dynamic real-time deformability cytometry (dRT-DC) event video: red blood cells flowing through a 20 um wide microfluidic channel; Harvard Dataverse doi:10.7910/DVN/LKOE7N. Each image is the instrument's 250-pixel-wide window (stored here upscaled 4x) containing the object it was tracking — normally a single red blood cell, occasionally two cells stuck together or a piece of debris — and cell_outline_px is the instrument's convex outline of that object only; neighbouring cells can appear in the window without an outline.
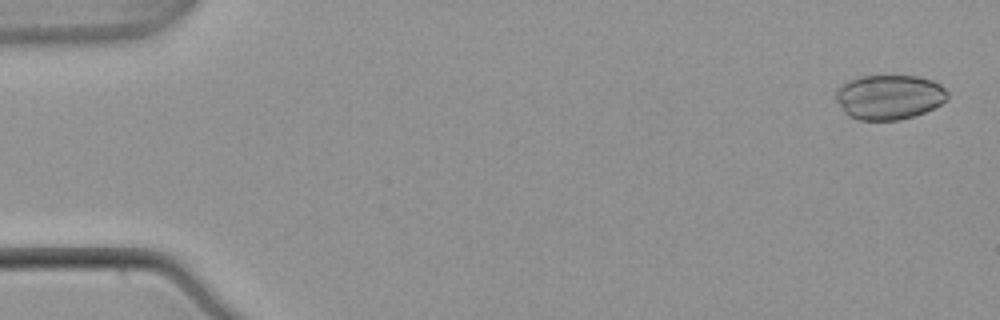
{"species": "common noctule bat (a hibernating species)", "species_latin": "Nyctalus noctula", "temperature_condition": "warm", "stored_images_in_passage": 12, "camera_frame_rate_fps": 3000, "um_per_image_px": 0.085, "animal": {"sex": "male", "body_mass_g": 21.5, "forearm_length_mm": 52.0}, "frame": {"image": 1, "passage_image": 2, "time_ms": 0.333, "image_size_px": [1000, 320], "cell_outline_px": [[948, 96], [940, 104], [924, 112], [912, 116], [896, 120], [860, 120], [848, 116], [844, 112], [836, 100], [836, 92], [848, 80], [860, 76], [916, 76], [932, 80], [940, 84], [948, 92]], "centroid_in_image_um": [75.57, 8.25], "position_along_channel_um": 9.4, "area_um2": 28.84}}